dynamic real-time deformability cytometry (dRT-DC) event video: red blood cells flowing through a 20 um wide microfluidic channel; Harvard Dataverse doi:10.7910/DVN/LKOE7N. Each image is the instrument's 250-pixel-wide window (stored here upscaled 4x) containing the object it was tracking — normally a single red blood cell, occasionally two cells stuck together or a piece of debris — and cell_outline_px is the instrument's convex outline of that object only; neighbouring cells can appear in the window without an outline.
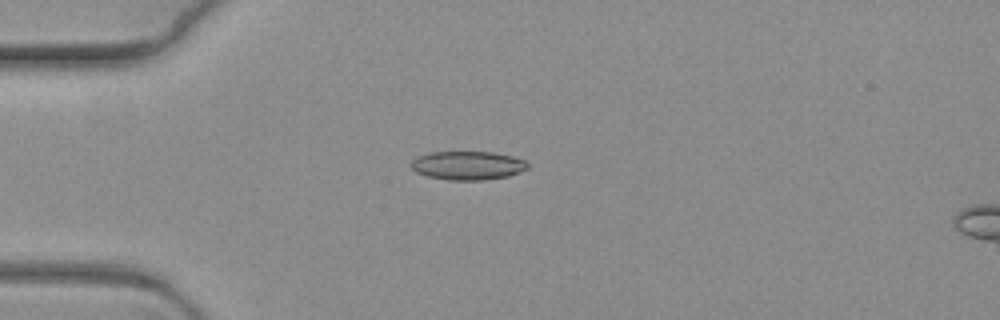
{"species": "common noctule bat (a hibernating species)", "species_latin": "Nyctalus noctula", "temperature_condition": "warm", "stored_images_in_passage": 4, "camera_frame_rate_fps": 3000, "um_per_image_px": 0.085, "animal": {"sex": "female", "body_mass_g": 19.3, "forearm_length_mm": 54.1}, "frame": {"image": 1, "passage_image": 2, "time_ms": 0.333, "image_size_px": [1000, 320], "cell_outline_px": [[528, 168], [520, 172], [508, 176], [484, 180], [448, 180], [428, 176], [416, 172], [412, 168], [412, 160], [420, 156], [432, 152], [492, 152], [512, 156], [524, 160], [528, 164]], "centroid_in_image_um": [39.78, 14.07], "position_along_channel_um": 45.2, "area_um2": 19.31}}